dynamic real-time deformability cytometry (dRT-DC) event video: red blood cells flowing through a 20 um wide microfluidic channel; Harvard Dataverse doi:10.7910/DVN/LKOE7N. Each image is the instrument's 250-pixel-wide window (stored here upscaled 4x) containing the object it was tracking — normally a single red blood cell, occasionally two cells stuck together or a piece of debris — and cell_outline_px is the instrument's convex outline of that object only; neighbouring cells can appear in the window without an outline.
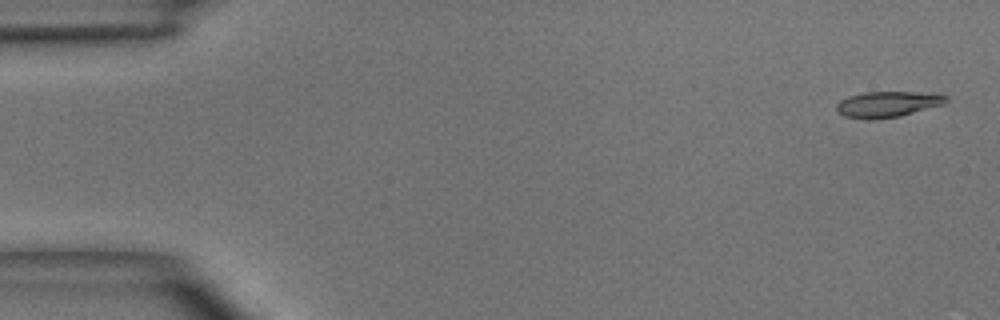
{"species": "common noctule bat (a hibernating species)", "species_latin": "Nyctalus noctula", "temperature_condition": "room temperature", "stored_images_in_passage": 5, "segment_of_instrument_passage": [1, 2], "camera_frame_rate_fps": 3000, "um_per_image_px": 0.085, "animal": {"sex": "male", "body_mass_g": 15.6}, "frame": {"image": 1, "passage_image": 1, "time_ms": 0.0, "image_size_px": [1000, 320], "cell_outline_px": [[948, 100], [944, 104], [900, 116], [872, 120], [868, 120], [844, 116], [836, 108], [836, 104], [840, 100], [848, 96], [864, 92], [936, 92], [948, 96]], "centroid_in_image_um": [75.48, 8.85], "position_along_channel_um": 9.5, "area_um2": 16.7}}